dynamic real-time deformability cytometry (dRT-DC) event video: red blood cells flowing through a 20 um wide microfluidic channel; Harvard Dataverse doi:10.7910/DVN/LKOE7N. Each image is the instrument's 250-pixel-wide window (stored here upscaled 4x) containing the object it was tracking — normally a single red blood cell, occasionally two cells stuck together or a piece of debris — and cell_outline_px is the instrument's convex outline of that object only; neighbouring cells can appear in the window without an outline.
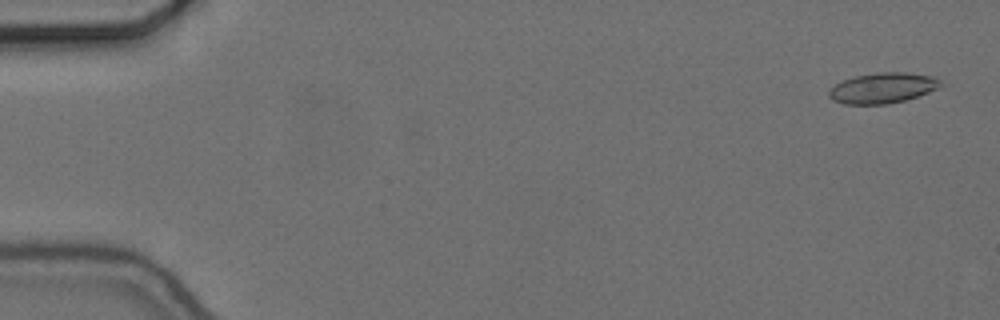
{"species": "common noctule bat (a hibernating species)", "species_latin": "Nyctalus noctula", "temperature_condition": "cold", "stored_images_in_passage": 14, "camera_frame_rate_fps": 3000, "um_per_image_px": 0.085, "animal": {"sex": "female", "body_mass_g": 24.6, "forearm_length_mm": 56.2}, "frame": {"image": 1, "passage_image": 3, "time_ms": 0.667, "image_size_px": [1000, 320], "cell_outline_px": [[944, 84], [928, 92], [904, 100], [888, 104], [844, 104], [832, 100], [828, 96], [828, 92], [836, 84], [844, 80], [856, 76], [880, 72], [904, 72], [936, 76]], "centroid_in_image_um": [75.04, 7.47], "position_along_channel_um": 10.0, "area_um2": 19.71}}